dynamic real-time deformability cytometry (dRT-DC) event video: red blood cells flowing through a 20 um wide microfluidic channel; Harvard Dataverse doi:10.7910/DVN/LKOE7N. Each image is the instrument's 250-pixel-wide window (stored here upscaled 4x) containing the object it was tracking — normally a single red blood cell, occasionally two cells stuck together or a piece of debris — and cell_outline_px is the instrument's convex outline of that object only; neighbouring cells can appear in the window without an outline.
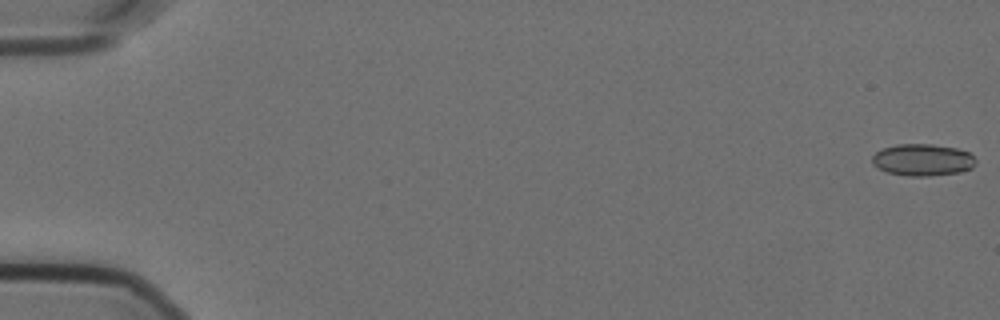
{"species": "Egyptian fruit bat (a non-hibernating species)", "species_latin": "Rousettus aegyptiacus", "temperature_condition": "cold", "stored_images_in_passage": 58, "camera_frame_rate_fps": 3000, "um_per_image_px": 0.085, "animal": {"sex": "female"}, "frame": {"image": 1, "passage_image": 1, "time_ms": 0.0, "image_size_px": [1000, 320], "cell_outline_px": [[976, 160], [972, 168], [960, 172], [928, 176], [908, 176], [888, 172], [876, 168], [872, 164], [872, 156], [876, 152], [884, 148], [896, 144], [932, 144], [956, 148], [968, 152]], "centroid_in_image_um": [78.4, 13.59], "position_along_channel_um": 6.6, "area_um2": 19.25}}
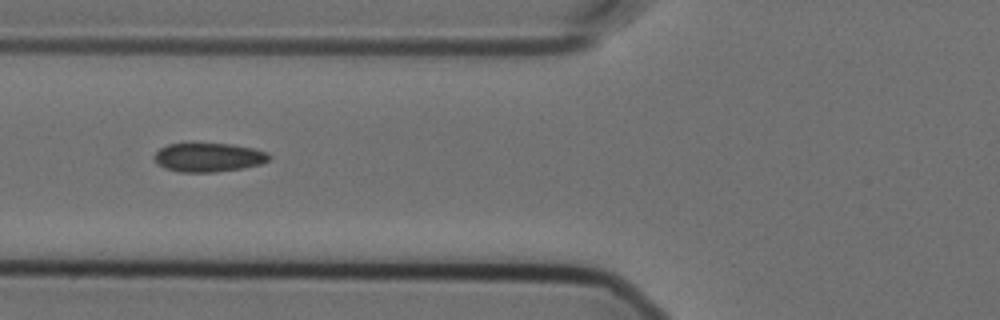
{"frame": {"image": 2, "passage_image": 23, "time_ms": 7.333, "image_size_px": [1000, 320], "cell_outline_px": [[272, 156], [268, 160], [260, 164], [244, 168], [216, 172], [180, 172], [164, 168], [156, 164], [152, 156], [160, 148], [168, 144], [228, 144], [252, 148], [268, 152]], "centroid_in_image_um": [17.7, 13.39], "position_along_channel_um": 108.1, "area_um2": 19.36}}
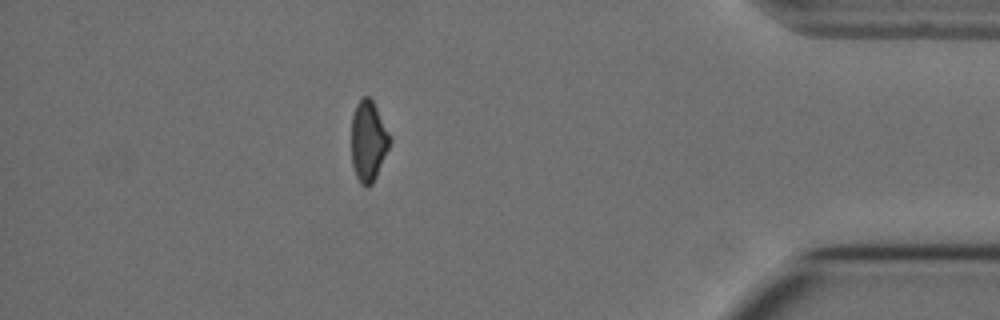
{"frame": {"image": 3, "passage_image": 51, "time_ms": 16.667, "image_size_px": [1000, 320], "cell_outline_px": [[392, 140], [376, 176], [372, 184], [368, 188], [364, 188], [360, 184], [356, 176], [352, 164], [352, 116], [356, 104], [364, 96], [368, 96], [372, 100]], "centroid_in_image_um": [31.3, 12.03], "position_along_channel_um": 403.9, "area_um2": 17.86}, "authors_computed_cell_mechanics": {"area_um2": 19.363, "velocity_mm_per_s": 3.5787, "shape_relaxation_time_tau1_ms": null, "shape_relaxation_time_tau2_ms": 2.9447, "deformation_change_tau1": null, "deformation_change_tau2": 0.0655}}